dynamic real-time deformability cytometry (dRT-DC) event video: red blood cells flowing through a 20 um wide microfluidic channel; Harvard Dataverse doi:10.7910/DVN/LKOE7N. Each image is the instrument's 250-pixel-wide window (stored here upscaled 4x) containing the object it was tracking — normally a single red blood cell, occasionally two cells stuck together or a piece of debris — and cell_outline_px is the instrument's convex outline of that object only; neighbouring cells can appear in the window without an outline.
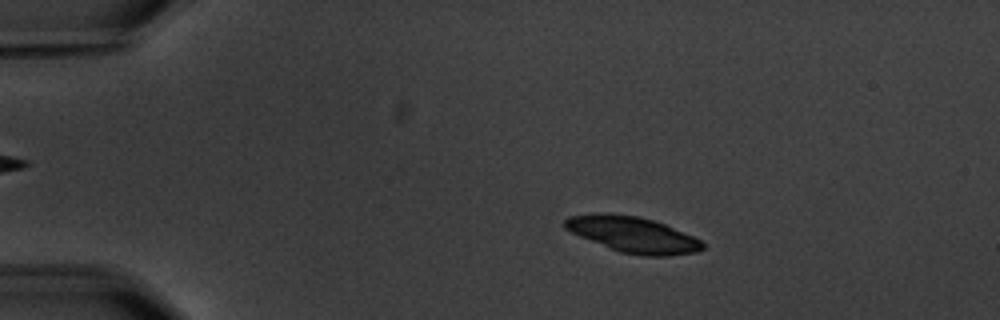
{"species": "common noctule bat (a hibernating species)", "species_latin": "Nyctalus noctula", "temperature_condition": "warm", "stored_images_in_passage": 5, "camera_frame_rate_fps": 3000, "um_per_image_px": 0.085, "animal": {"sex": "male", "body_mass_g": 20.1, "forearm_length_mm": 53.5}, "frame": {"image": 1, "passage_image": 3, "time_ms": 2.333, "image_size_px": [1000, 320], "cell_outline_px": [[704, 248], [696, 252], [668, 256], [644, 256], [620, 252], [580, 236], [564, 228], [564, 220], [568, 216], [600, 212], [604, 212], [636, 216], [652, 220], [664, 224], [692, 236], [700, 240], [704, 244]], "centroid_in_image_um": [53.77, 19.93], "position_along_channel_um": 31.2, "area_um2": 28.5}}